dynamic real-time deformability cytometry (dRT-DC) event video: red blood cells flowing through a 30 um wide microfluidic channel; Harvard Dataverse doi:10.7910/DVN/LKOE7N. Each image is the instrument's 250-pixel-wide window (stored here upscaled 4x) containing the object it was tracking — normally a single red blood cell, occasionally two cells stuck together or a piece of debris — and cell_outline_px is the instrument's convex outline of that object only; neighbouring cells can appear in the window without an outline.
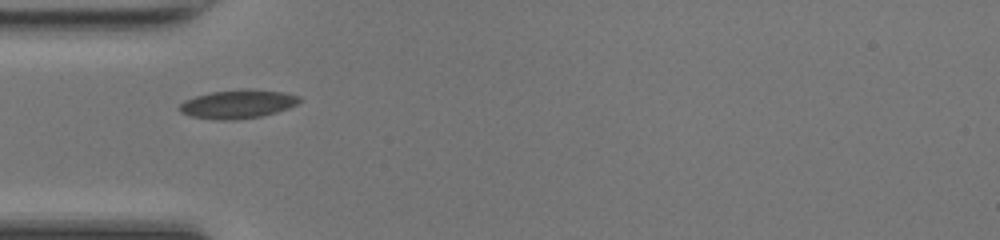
{"species": "common noctule bat (a hibernating species)", "species_latin": "Nyctalus noctula", "temperature_condition": "room temperature", "stored_images_in_passage": 34, "camera_frame_rate_fps": 3000, "um_per_image_px": 0.085, "animal": {"sex": "female", "body_mass_g": 17.0, "forearm_length_mm": 48.0}, "frame": {"image": 1, "passage_image": 1, "time_ms": 0.0, "image_size_px": [1000, 240], "cell_outline_px": [[304, 100], [288, 108], [276, 112], [260, 116], [232, 120], [220, 120], [192, 116], [180, 112], [180, 104], [184, 100], [196, 96], [212, 92], [284, 92], [300, 96]], "centroid_in_image_um": [20.21, 8.89], "position_along_channel_um": 64.8, "area_um2": 18.9}}
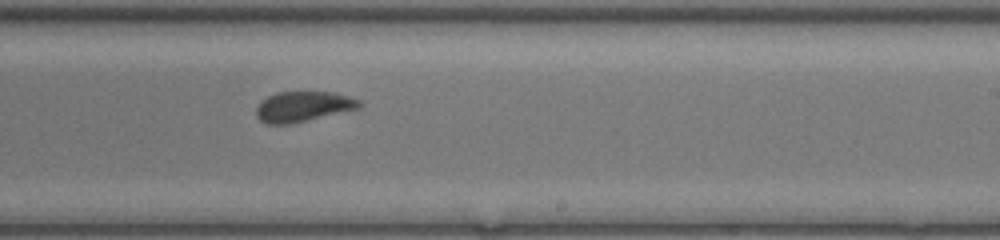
{"frame": {"image": 2, "passage_image": 15, "time_ms": 4.667, "image_size_px": [1000, 240], "cell_outline_px": [[364, 104], [360, 108], [288, 124], [268, 124], [260, 120], [256, 116], [256, 108], [260, 100], [276, 92], [332, 92], [348, 96], [360, 100]], "centroid_in_image_um": [25.75, 9.04], "position_along_channel_um": 263.2, "area_um2": 18.15}}
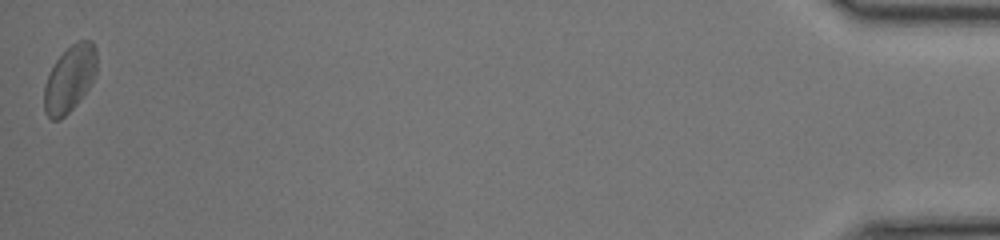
{"frame": {"image": 3, "passage_image": 34, "time_ms": 11.0, "image_size_px": [1000, 240], "cell_outline_px": [[96, 72], [88, 88], [76, 104], [60, 120], [52, 120], [44, 112], [44, 84], [56, 60], [76, 40], [92, 40], [96, 48]], "centroid_in_image_um": [5.92, 6.69], "position_along_channel_um": 429.3, "area_um2": 20.17}, "authors_computed_cell_mechanics": {"area_um2": 18.9873, "velocity_mm_per_s": 4.2553, "shape_relaxation_time_tau1_ms": 2.3794, "shape_relaxation_time_tau2_ms": 1.0058, "deformation_change_tau1": 0.063, "deformation_change_tau2": 0.0495}}